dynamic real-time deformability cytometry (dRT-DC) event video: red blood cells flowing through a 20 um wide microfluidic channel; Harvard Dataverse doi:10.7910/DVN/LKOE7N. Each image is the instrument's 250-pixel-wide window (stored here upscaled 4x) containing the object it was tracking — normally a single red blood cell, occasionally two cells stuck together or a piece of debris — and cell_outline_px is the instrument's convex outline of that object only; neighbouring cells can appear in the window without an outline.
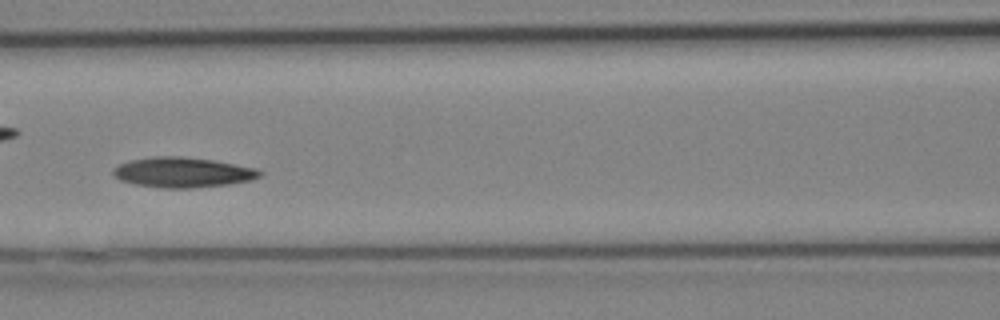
{"species": "Egyptian fruit bat (a non-hibernating species)", "species_latin": "Rousettus aegyptiacus", "temperature_condition": "cold", "stored_images_in_passage": 23, "camera_frame_rate_fps": 3000, "um_per_image_px": 0.085, "animal": {"sex": "female"}, "frame": {"image": 1, "passage_image": 7, "time_ms": 2.0, "image_size_px": [1000, 320], "cell_outline_px": [[264, 172], [260, 176], [252, 180], [228, 184], [188, 188], [164, 188], [136, 184], [120, 180], [112, 172], [112, 168], [128, 160], [152, 156], [180, 156], [212, 160], [256, 168]], "centroid_in_image_um": [15.52, 14.64], "position_along_channel_um": 151.1, "area_um2": 25.66}}
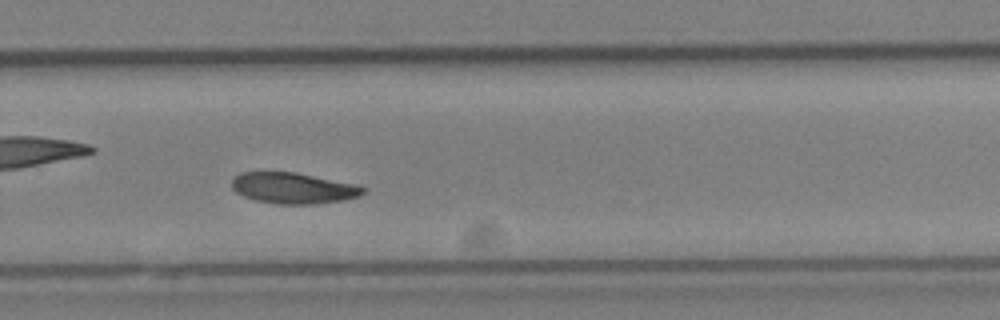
{"frame": {"image": 2, "passage_image": 14, "time_ms": 4.333, "image_size_px": [1000, 320], "cell_outline_px": [[364, 192], [360, 196], [344, 200], [316, 204], [276, 204], [256, 200], [244, 196], [236, 192], [232, 188], [232, 180], [240, 172], [296, 172], [352, 184], [364, 188]], "centroid_in_image_um": [24.89, 16.0], "position_along_channel_um": 304.9, "area_um2": 23.47}}